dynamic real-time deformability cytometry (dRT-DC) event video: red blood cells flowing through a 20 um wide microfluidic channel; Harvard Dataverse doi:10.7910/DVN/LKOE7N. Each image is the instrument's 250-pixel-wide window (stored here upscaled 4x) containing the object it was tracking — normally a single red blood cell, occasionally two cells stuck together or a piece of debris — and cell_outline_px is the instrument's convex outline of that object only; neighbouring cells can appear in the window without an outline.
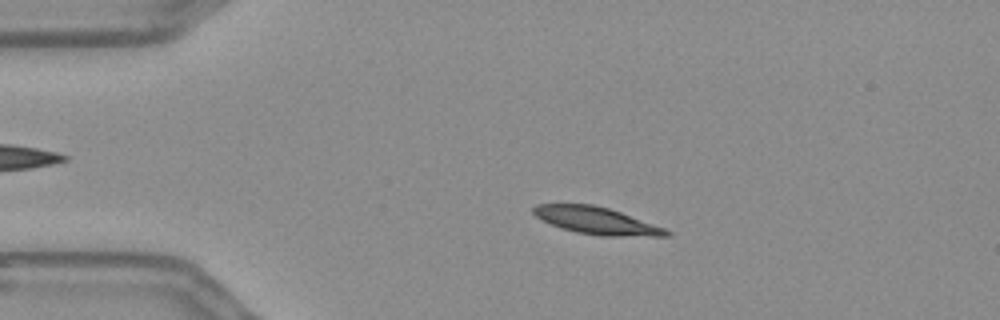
{"species": "Egyptian fruit bat (a non-hibernating species)", "species_latin": "Rousettus aegyptiacus", "temperature_condition": "warm", "stored_images_in_passage": 55, "camera_frame_rate_fps": 3000, "um_per_image_px": 0.085, "frame": {"image": 1, "passage_image": 11, "time_ms": 3.333, "image_size_px": [1000, 320], "cell_outline_px": [[672, 236], [600, 236], [576, 232], [560, 228], [536, 216], [532, 212], [532, 208], [536, 204], [592, 204], [608, 208], [620, 212], [664, 228], [672, 232]], "centroid_in_image_um": [50.7, 18.76], "position_along_channel_um": 34.3, "area_um2": 20.87}}
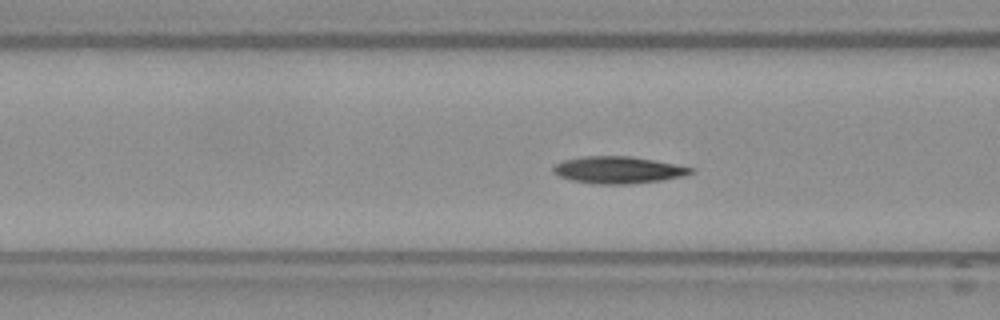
{"frame": {"image": 2, "passage_image": 21, "time_ms": 6.667, "image_size_px": [1000, 320], "cell_outline_px": [[696, 172], [684, 176], [664, 180], [632, 184], [592, 184], [572, 180], [560, 176], [552, 172], [552, 168], [556, 164], [564, 160], [584, 156], [632, 156], [696, 168]], "centroid_in_image_um": [52.59, 14.45], "position_along_channel_um": 114.0, "area_um2": 21.85}}
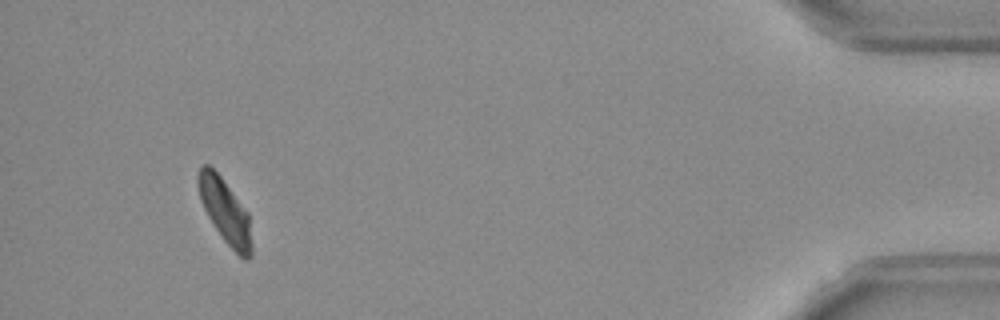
{"frame": {"image": 3, "passage_image": 52, "time_ms": 17.0, "image_size_px": [1000, 320], "cell_outline_px": [[252, 256], [248, 260], [244, 260], [224, 240], [208, 216], [200, 200], [196, 180], [196, 176], [200, 164], [208, 164], [220, 176], [248, 212], [252, 244]], "centroid_in_image_um": [19.12, 17.93], "position_along_channel_um": 416.1, "area_um2": 20.0}, "authors_computed_cell_mechanics": {"area_um2": 20.7502, "velocity_mm_per_s": 3.6095, "shape_relaxation_time_tau1_ms": 9.4457, "shape_relaxation_time_tau2_ms": 2.0903, "deformation_change_tau1": 0.1954, "deformation_change_tau2": 0.0524}}